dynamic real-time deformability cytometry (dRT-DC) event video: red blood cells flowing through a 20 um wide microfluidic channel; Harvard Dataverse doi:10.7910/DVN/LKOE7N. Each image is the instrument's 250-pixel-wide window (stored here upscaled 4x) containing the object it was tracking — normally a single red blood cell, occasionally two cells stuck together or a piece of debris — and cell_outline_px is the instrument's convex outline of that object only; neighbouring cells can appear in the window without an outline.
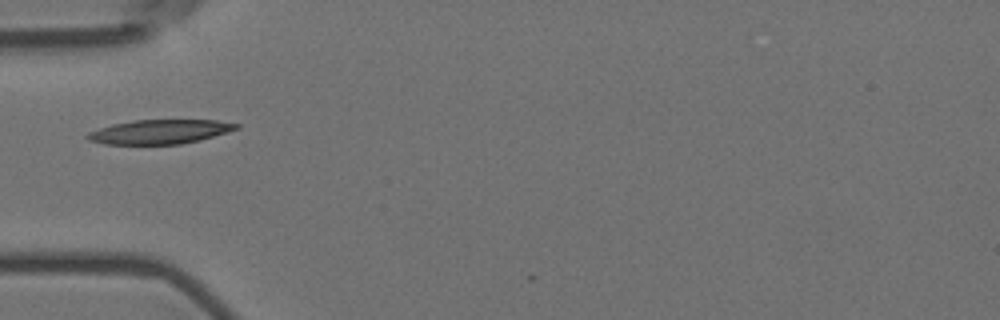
{"species": "Egyptian fruit bat (a non-hibernating species)", "species_latin": "Rousettus aegyptiacus", "temperature_condition": "room temperature", "stored_images_in_passage": 2, "camera_frame_rate_fps": 3000, "um_per_image_px": 0.085, "animal": {"sex": "female"}, "frame": {"image": 1, "passage_image": 1, "time_ms": 0.0, "image_size_px": [1000, 320], "cell_outline_px": [[240, 128], [212, 136], [180, 144], [104, 144], [88, 140], [84, 136], [88, 132], [112, 124], [132, 120], [216, 120], [240, 124]], "centroid_in_image_um": [13.53, 11.19], "position_along_channel_um": 71.5, "area_um2": 20.87}}